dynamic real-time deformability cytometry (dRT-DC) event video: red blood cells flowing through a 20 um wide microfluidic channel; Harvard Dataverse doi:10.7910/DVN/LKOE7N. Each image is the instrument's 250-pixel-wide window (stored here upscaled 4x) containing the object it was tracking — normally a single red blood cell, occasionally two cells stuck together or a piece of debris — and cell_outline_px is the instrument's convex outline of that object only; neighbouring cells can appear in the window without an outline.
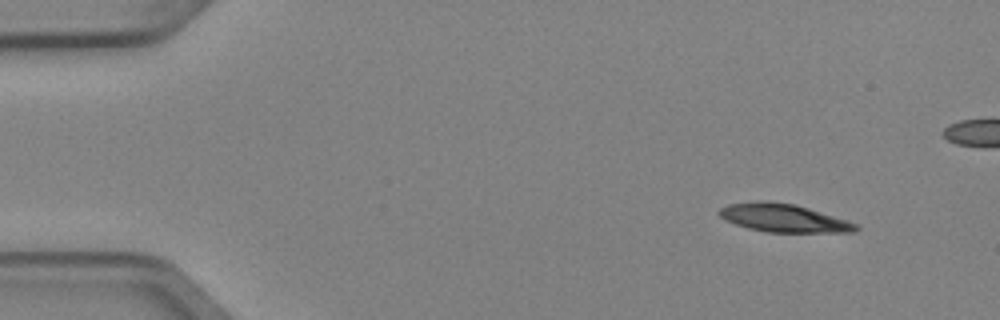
{"species": "Egyptian fruit bat (a non-hibernating species)", "species_latin": "Rousettus aegyptiacus", "temperature_condition": "cold", "stored_images_in_passage": 5, "camera_frame_rate_fps": 3000, "um_per_image_px": 0.085, "animal": {"sex": "female"}, "frame": {"image": 1, "passage_image": 1, "time_ms": 0.0, "image_size_px": [1000, 320], "cell_outline_px": [[860, 228], [856, 232], [764, 232], [748, 228], [724, 220], [716, 212], [720, 208], [728, 204], [760, 200], [768, 200], [796, 204], [848, 220], [856, 224]], "centroid_in_image_um": [66.58, 18.52], "position_along_channel_um": 18.4, "area_um2": 22.66}}